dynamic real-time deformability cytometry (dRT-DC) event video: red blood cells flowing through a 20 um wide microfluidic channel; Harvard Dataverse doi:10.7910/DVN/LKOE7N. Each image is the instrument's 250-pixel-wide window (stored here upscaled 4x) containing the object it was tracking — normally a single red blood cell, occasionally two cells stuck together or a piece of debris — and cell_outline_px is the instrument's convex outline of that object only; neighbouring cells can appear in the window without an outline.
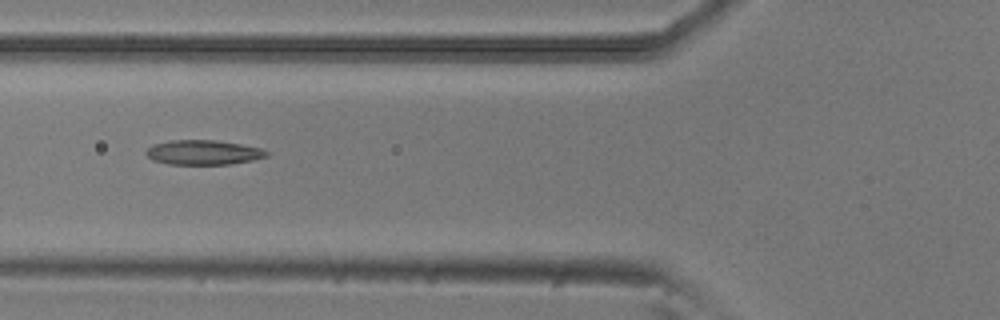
{"species": "common noctule bat (a hibernating species)", "species_latin": "Nyctalus noctula", "temperature_condition": "room temperature", "stored_images_in_passage": 6, "camera_frame_rate_fps": 3000, "um_per_image_px": 0.085, "animal": {"sex": "male", "body_mass_g": 20.5, "forearm_length_mm": 52.5}, "frame": {"image": 1, "passage_image": 4, "time_ms": 1.0, "image_size_px": [1000, 320], "cell_outline_px": [[268, 156], [252, 160], [232, 164], [168, 164], [152, 160], [144, 152], [152, 144], [172, 140], [216, 140], [264, 148], [268, 152]], "centroid_in_image_um": [17.29, 12.95], "position_along_channel_um": 108.5, "area_um2": 17.4}}
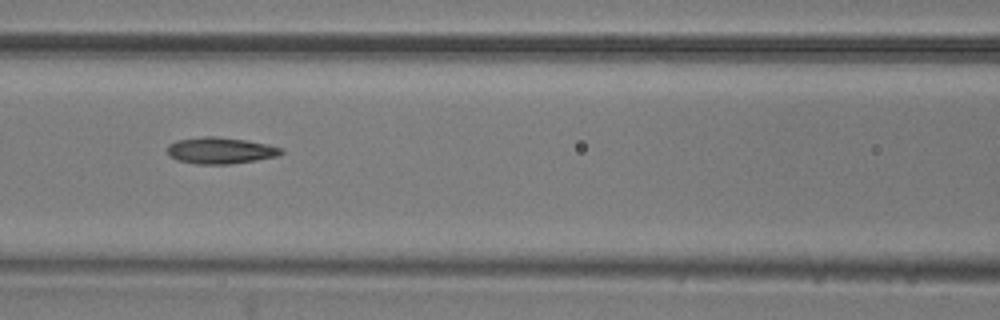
{"frame": {"image": 2, "passage_image": 5, "time_ms": 1.333, "image_size_px": [1000, 320], "cell_outline_px": [[284, 152], [280, 156], [256, 160], [228, 164], [196, 164], [176, 160], [168, 156], [168, 144], [176, 140], [204, 136], [216, 136], [244, 140], [268, 144], [284, 148]], "centroid_in_image_um": [18.74, 12.79], "position_along_channel_um": 147.9, "area_um2": 17.74}}
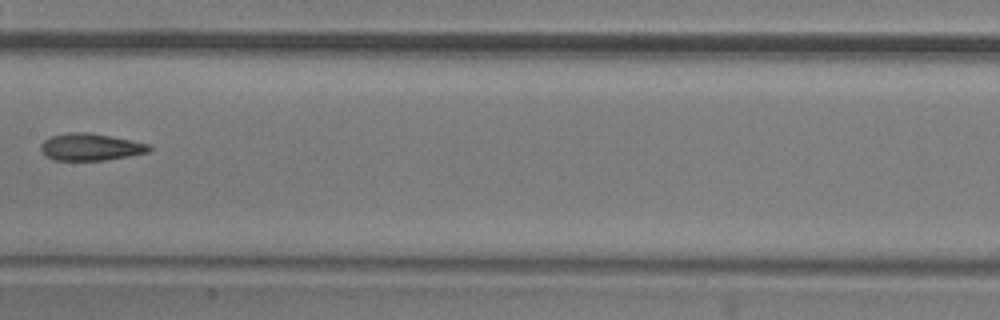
{"frame": {"image": 3, "passage_image": 6, "time_ms": 1.667, "image_size_px": [1000, 320], "cell_outline_px": [[152, 148], [148, 152], [128, 156], [104, 160], [56, 160], [48, 156], [40, 148], [40, 144], [44, 140], [52, 136], [72, 132], [88, 132], [148, 144]], "centroid_in_image_um": [7.68, 12.49], "position_along_channel_um": 199.7, "area_um2": 16.65}}